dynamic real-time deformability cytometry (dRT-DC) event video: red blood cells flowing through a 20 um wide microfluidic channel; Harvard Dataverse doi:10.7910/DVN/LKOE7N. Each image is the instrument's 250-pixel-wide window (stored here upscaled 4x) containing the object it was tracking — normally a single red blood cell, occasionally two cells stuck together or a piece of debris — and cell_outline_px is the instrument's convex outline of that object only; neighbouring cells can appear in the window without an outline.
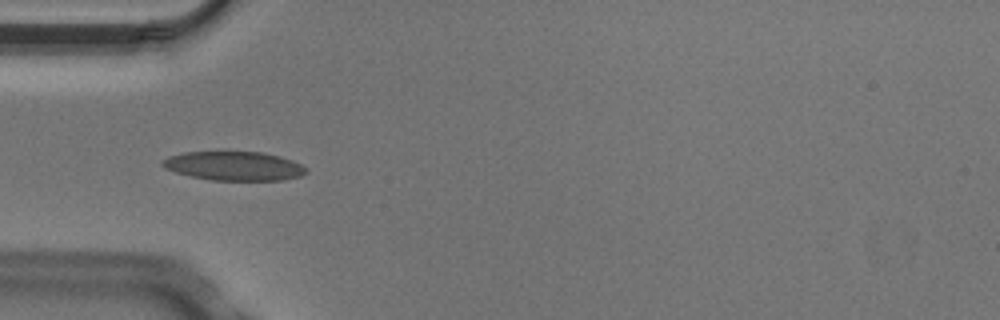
{"species": "Egyptian fruit bat (a non-hibernating species)", "species_latin": "Rousettus aegyptiacus", "temperature_condition": "cold", "stored_images_in_passage": 6, "camera_frame_rate_fps": 3000, "um_per_image_px": 0.085, "animal": {"sex": "male"}, "frame": {"image": 1, "passage_image": 5, "time_ms": 1.333, "image_size_px": [1000, 320], "cell_outline_px": [[308, 172], [300, 176], [284, 180], [212, 180], [192, 176], [176, 172], [164, 168], [160, 164], [160, 160], [168, 156], [184, 152], [260, 152], [280, 156], [292, 160], [308, 168]], "centroid_in_image_um": [19.89, 14.1], "position_along_channel_um": 65.1, "area_um2": 24.33}}